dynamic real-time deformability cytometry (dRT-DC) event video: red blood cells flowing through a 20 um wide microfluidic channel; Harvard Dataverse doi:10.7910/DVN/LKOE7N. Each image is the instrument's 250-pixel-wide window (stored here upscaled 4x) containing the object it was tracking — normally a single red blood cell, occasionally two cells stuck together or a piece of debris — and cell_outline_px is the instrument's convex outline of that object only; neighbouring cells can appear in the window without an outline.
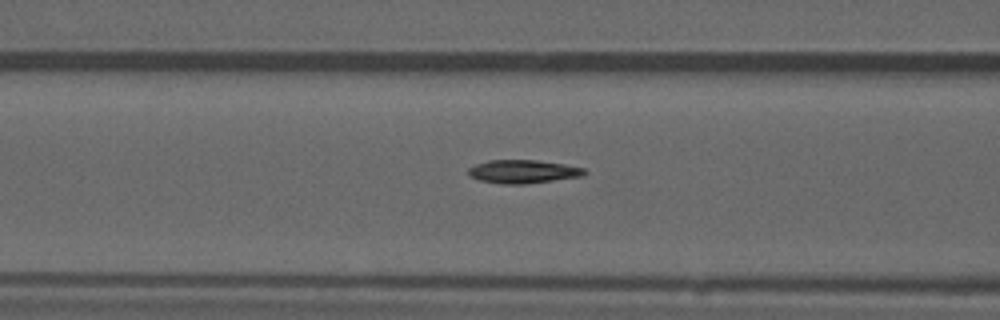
{"species": "common noctule bat (a hibernating species)", "species_latin": "Nyctalus noctula", "temperature_condition": "warm", "stored_images_in_passage": 38, "camera_frame_rate_fps": 3000, "um_per_image_px": 0.085, "animal": {"sex": "male", "forearm_length_mm": 52.5}, "frame": {"image": 1, "passage_image": 12, "time_ms": 3.667, "image_size_px": [1000, 320], "cell_outline_px": [[588, 172], [584, 176], [524, 184], [500, 184], [480, 180], [468, 176], [468, 168], [476, 164], [488, 160], [536, 160], [564, 164], [584, 168]], "centroid_in_image_um": [44.46, 14.58], "position_along_channel_um": 122.1, "area_um2": 15.9}, "authors_computed_cell_mechanics": {"area_um2": 15.2881, "velocity_mm_per_s": 3.9169, "shape_relaxation_time_tau1_ms": null, "shape_relaxation_time_tau2_ms": 6.9362, "deformation_change_tau1": null, "deformation_change_tau2": 0.148}}